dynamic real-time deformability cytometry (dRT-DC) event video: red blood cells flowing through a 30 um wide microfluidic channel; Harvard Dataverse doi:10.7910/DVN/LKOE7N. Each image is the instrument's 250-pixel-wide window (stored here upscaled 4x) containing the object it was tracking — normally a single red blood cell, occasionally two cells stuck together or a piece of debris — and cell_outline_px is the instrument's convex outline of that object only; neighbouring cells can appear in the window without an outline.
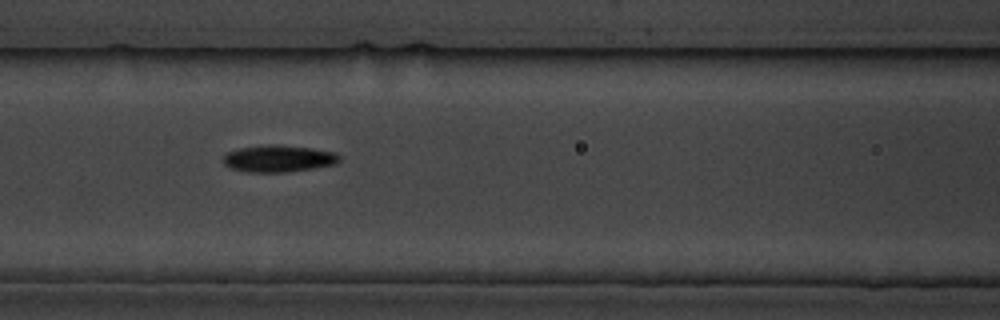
{"species": "common noctule bat (a hibernating species)", "species_latin": "Nyctalus noctula", "temperature_condition": "cold", "stored_images_in_passage": 10, "camera_frame_rate_fps": 3000, "um_per_image_px": 0.085, "animal": {"sex": "male", "body_mass_g": 19.5, "forearm_length_mm": 54.6}, "frame": {"image": 1, "passage_image": 7, "time_ms": 6.667, "image_size_px": [1000, 320], "cell_outline_px": [[340, 160], [336, 164], [312, 168], [284, 172], [248, 172], [232, 168], [224, 164], [224, 156], [228, 152], [240, 148], [276, 144], [312, 148], [336, 152], [340, 156]], "centroid_in_image_um": [23.71, 13.48], "position_along_channel_um": 142.9, "area_um2": 17.98}}